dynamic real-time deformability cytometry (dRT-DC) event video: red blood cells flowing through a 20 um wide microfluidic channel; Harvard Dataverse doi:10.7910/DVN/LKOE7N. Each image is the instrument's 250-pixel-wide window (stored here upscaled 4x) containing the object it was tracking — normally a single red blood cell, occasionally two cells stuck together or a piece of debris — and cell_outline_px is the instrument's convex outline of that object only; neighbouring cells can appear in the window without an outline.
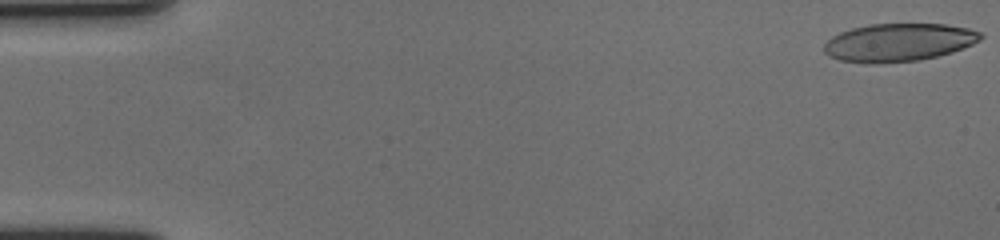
{"species": "human", "species_latin": "Homo sapiens", "temperature_condition": "cold", "stored_images_in_passage": 59, "camera_frame_rate_fps": 3000, "um_per_image_px": 0.085, "donor": {"sex": "female"}, "frame": {"image": 1, "passage_image": 1, "time_ms": 0.0, "image_size_px": [1000, 240], "cell_outline_px": [[984, 36], [980, 40], [972, 44], [952, 52], [920, 60], [872, 64], [868, 64], [840, 60], [828, 56], [824, 52], [824, 44], [832, 36], [840, 32], [852, 28], [868, 24], [944, 24], [968, 28], [980, 32]], "centroid_in_image_um": [76.36, 3.61], "position_along_channel_um": 8.6, "area_um2": 34.74}}
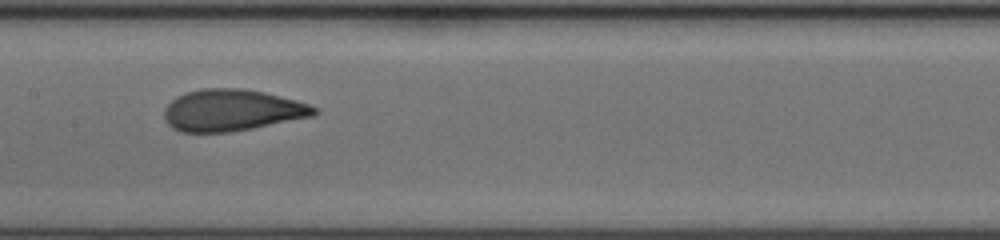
{"frame": {"image": 2, "passage_image": 30, "time_ms": 9.667, "image_size_px": [1000, 240], "cell_outline_px": [[320, 112], [312, 116], [252, 128], [228, 132], [180, 132], [172, 128], [164, 120], [164, 108], [176, 96], [200, 88], [240, 88], [264, 92], [296, 100], [320, 108]], "centroid_in_image_um": [19.7, 9.37], "position_along_channel_um": 187.7, "area_um2": 36.41}}
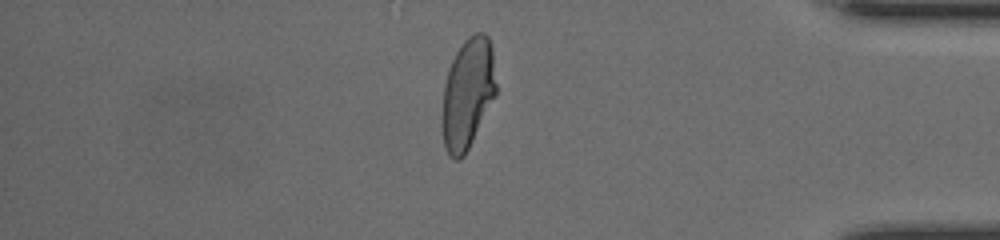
{"frame": {"image": 3, "passage_image": 50, "time_ms": 16.333, "image_size_px": [1000, 240], "cell_outline_px": [[496, 96], [464, 156], [460, 160], [456, 160], [448, 156], [444, 148], [440, 124], [444, 84], [452, 60], [456, 52], [464, 40], [468, 36], [476, 32], [484, 32], [488, 36], [492, 48], [496, 84]], "centroid_in_image_um": [39.73, 7.98], "position_along_channel_um": 395.5, "area_um2": 35.32}, "authors_computed_cell_mechanics": {"area_um2": 36.1828, "velocity_mm_per_s": 3.5656, "shape_relaxation_time_tau1_ms": 4.9929, "shape_relaxation_time_tau2_ms": 0.961, "deformation_change_tau1": 0.1731, "deformation_change_tau2": 0.0701}}